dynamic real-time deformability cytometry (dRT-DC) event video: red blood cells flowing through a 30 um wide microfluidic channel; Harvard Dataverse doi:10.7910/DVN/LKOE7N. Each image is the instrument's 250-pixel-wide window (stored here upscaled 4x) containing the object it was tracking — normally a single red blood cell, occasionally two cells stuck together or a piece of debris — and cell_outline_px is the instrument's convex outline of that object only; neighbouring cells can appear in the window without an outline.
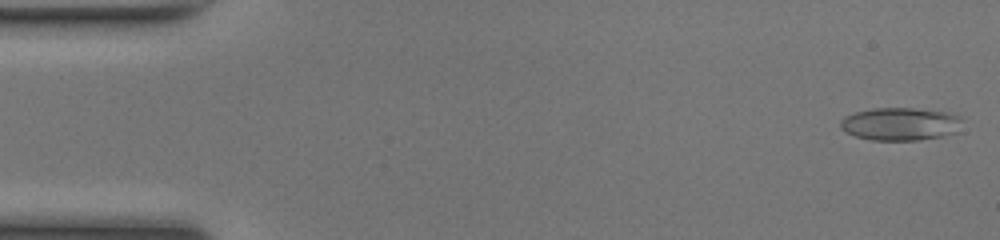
{"species": "common noctule bat (a hibernating species)", "species_latin": "Nyctalus noctula", "temperature_condition": "room temperature", "stored_images_in_passage": 44, "segment_of_instrument_passage": [1, 2], "camera_frame_rate_fps": 3000, "um_per_image_px": 0.085, "animal": {"sex": "female", "body_mass_g": 17.0, "forearm_length_mm": 48.0}, "frame": {"image": 1, "passage_image": 1, "time_ms": 0.0, "image_size_px": [1000, 240], "cell_outline_px": [[960, 132], [940, 136], [916, 140], [872, 140], [856, 136], [840, 128], [840, 120], [844, 116], [856, 112], [872, 108], [912, 108], [948, 112], [960, 116]], "centroid_in_image_um": [76.53, 10.53], "position_along_channel_um": 8.5, "area_um2": 23.29}}
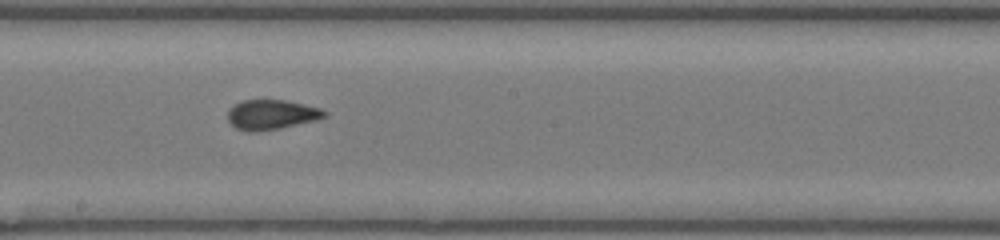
{"frame": {"image": 2, "passage_image": 21, "time_ms": 6.667, "image_size_px": [1000, 240], "cell_outline_px": [[328, 116], [316, 120], [280, 128], [252, 132], [248, 132], [236, 128], [228, 120], [228, 112], [240, 100], [284, 100], [304, 104], [320, 108], [328, 112]], "centroid_in_image_um": [23.11, 9.74], "position_along_channel_um": 225.1, "area_um2": 16.7}}
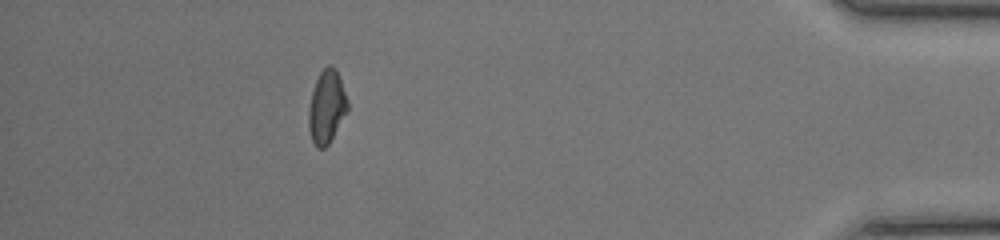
{"frame": {"image": 3, "passage_image": 38, "time_ms": 12.333, "image_size_px": [1000, 240], "cell_outline_px": [[348, 112], [328, 144], [324, 148], [316, 148], [312, 140], [308, 128], [308, 112], [312, 92], [316, 80], [320, 72], [328, 64], [336, 68], [348, 100]], "centroid_in_image_um": [27.77, 9.09], "position_along_channel_um": 407.4, "area_um2": 16.65}}